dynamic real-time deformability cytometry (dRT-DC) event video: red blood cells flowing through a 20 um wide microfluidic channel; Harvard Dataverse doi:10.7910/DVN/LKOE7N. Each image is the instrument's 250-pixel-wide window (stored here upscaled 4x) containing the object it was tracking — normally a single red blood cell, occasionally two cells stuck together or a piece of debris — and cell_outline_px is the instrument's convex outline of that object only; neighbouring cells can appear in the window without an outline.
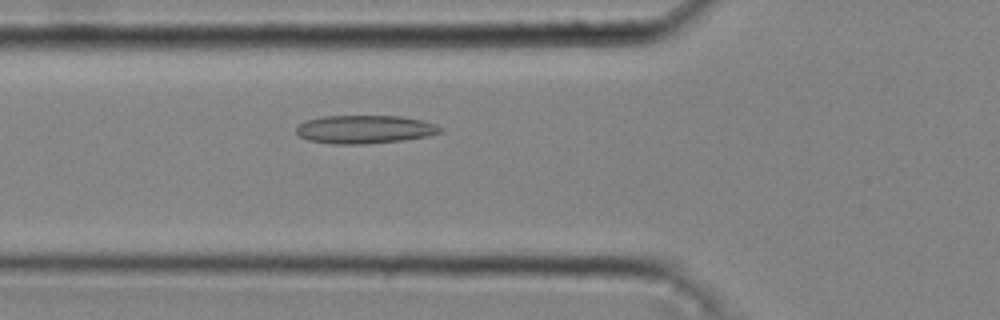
{"species": "common noctule bat (a hibernating species)", "species_latin": "Nyctalus noctula", "temperature_condition": "cold", "stored_images_in_passage": 38, "camera_frame_rate_fps": 3000, "um_per_image_px": 0.085, "animal": {"sex": "male", "body_mass_g": 20.4}, "frame": {"image": 1, "passage_image": 14, "time_ms": 4.333, "image_size_px": [1000, 320], "cell_outline_px": [[444, 132], [428, 136], [404, 140], [364, 144], [332, 144], [308, 140], [300, 136], [296, 132], [296, 128], [300, 124], [308, 120], [320, 116], [400, 116], [420, 120], [436, 124], [444, 128]], "centroid_in_image_um": [31.04, 11.0], "position_along_channel_um": 94.8, "area_um2": 23.81}}
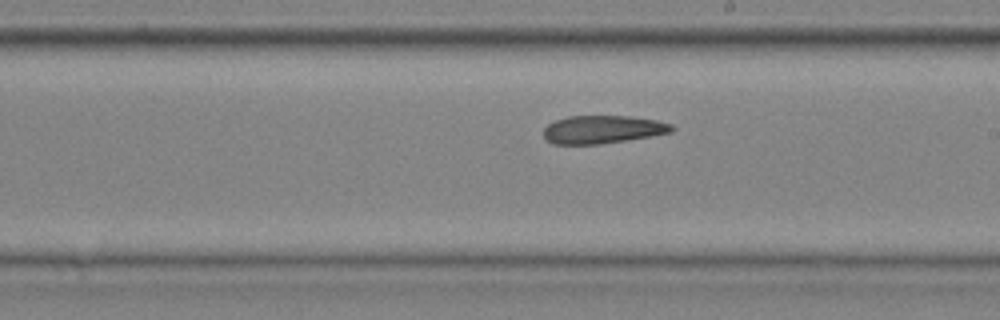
{"frame": {"image": 2, "passage_image": 24, "time_ms": 7.667, "image_size_px": [1000, 320], "cell_outline_px": [[676, 128], [672, 132], [600, 144], [552, 144], [544, 136], [544, 128], [548, 124], [556, 120], [568, 116], [628, 116], [656, 120], [672, 124]], "centroid_in_image_um": [51.22, 11.0], "position_along_channel_um": 237.8, "area_um2": 20.75}}
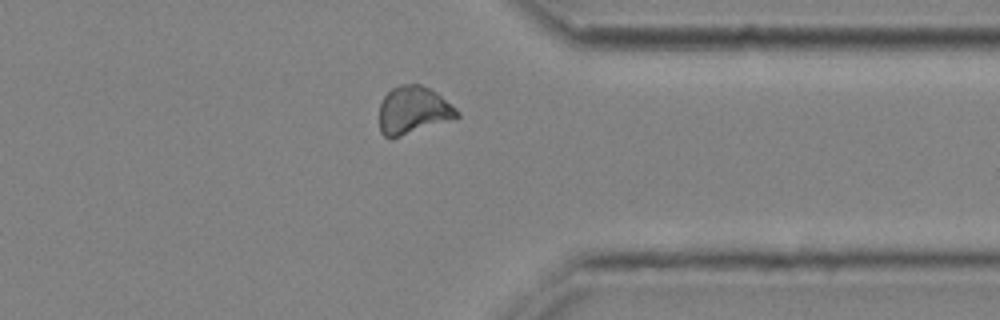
{"frame": {"image": 3, "passage_image": 34, "time_ms": 11.0, "image_size_px": [1000, 320], "cell_outline_px": [[460, 116], [456, 120], [400, 136], [384, 136], [380, 132], [380, 104], [384, 96], [392, 88], [400, 84], [420, 84], [436, 92], [456, 108], [460, 112]], "centroid_in_image_um": [35.17, 9.37], "position_along_channel_um": 376.2, "area_um2": 21.68}}